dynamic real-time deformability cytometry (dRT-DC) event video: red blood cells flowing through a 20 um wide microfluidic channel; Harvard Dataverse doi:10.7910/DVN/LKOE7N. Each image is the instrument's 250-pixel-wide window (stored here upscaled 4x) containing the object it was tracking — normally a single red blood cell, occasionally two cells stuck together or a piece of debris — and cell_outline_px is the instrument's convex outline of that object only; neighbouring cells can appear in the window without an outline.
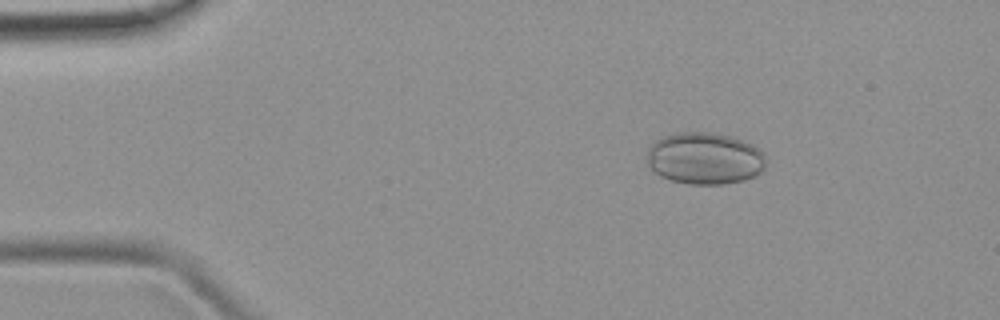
{"species": "common noctule bat (a hibernating species)", "species_latin": "Nyctalus noctula", "temperature_condition": "room temperature", "stored_images_in_passage": 4, "camera_frame_rate_fps": 3000, "um_per_image_px": 0.085, "animal": {"sex": "female", "body_mass_g": 19.9}, "frame": {"image": 1, "passage_image": 2, "time_ms": 1.333, "image_size_px": [1000, 320], "cell_outline_px": [[764, 172], [744, 180], [724, 184], [688, 184], [672, 180], [660, 176], [648, 164], [648, 148], [660, 136], [676, 132], [708, 132], [732, 136], [752, 144], [764, 152]], "centroid_in_image_um": [59.91, 13.45], "position_along_channel_um": 25.1, "area_um2": 36.18}}